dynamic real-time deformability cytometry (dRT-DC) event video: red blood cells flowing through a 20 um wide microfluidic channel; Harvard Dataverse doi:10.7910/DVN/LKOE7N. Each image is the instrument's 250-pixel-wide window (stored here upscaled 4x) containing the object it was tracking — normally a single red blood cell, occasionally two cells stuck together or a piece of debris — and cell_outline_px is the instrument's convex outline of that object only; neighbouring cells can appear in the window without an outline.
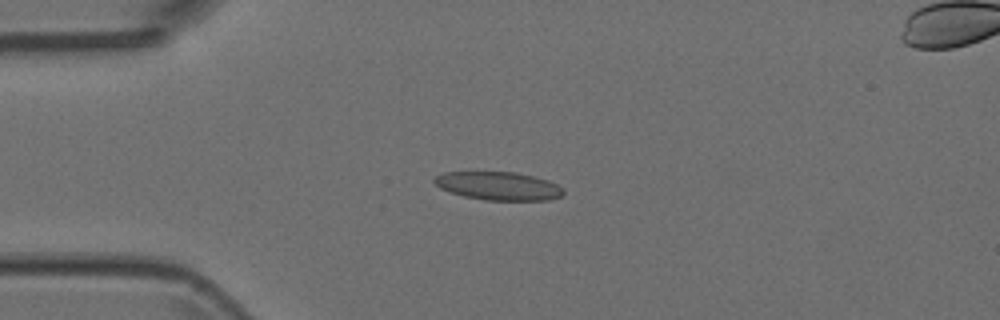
{"species": "Egyptian fruit bat (a non-hibernating species)", "species_latin": "Rousettus aegyptiacus", "temperature_condition": "room temperature", "stored_images_in_passage": 6, "camera_frame_rate_fps": 3000, "um_per_image_px": 0.085, "animal": {"sex": "female"}, "frame": {"image": 1, "passage_image": 3, "time_ms": 0.667, "image_size_px": [1000, 320], "cell_outline_px": [[564, 196], [552, 200], [484, 200], [464, 196], [448, 192], [440, 188], [432, 180], [436, 176], [444, 172], [516, 172], [548, 180], [564, 188]], "centroid_in_image_um": [42.39, 15.81], "position_along_channel_um": 42.6, "area_um2": 21.44}}
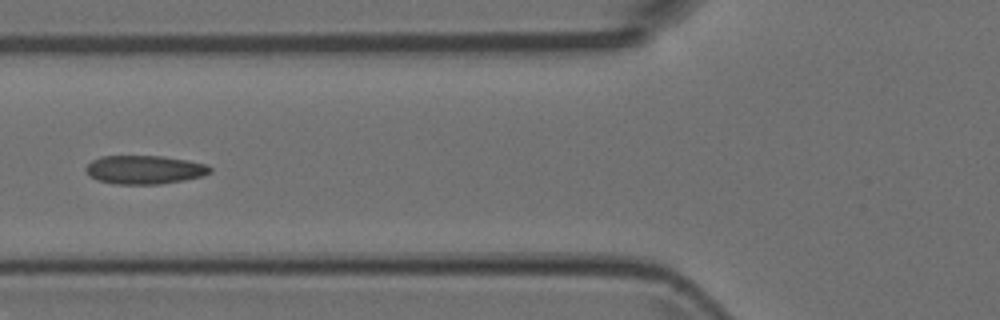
{"frame": {"image": 2, "passage_image": 5, "time_ms": 1.333, "image_size_px": [1000, 320], "cell_outline_px": [[212, 172], [204, 176], [184, 180], [160, 184], [116, 184], [96, 180], [88, 176], [84, 168], [92, 160], [100, 156], [160, 156], [188, 160], [204, 164], [212, 168]], "centroid_in_image_um": [12.26, 14.43], "position_along_channel_um": 113.5, "area_um2": 20.87}}
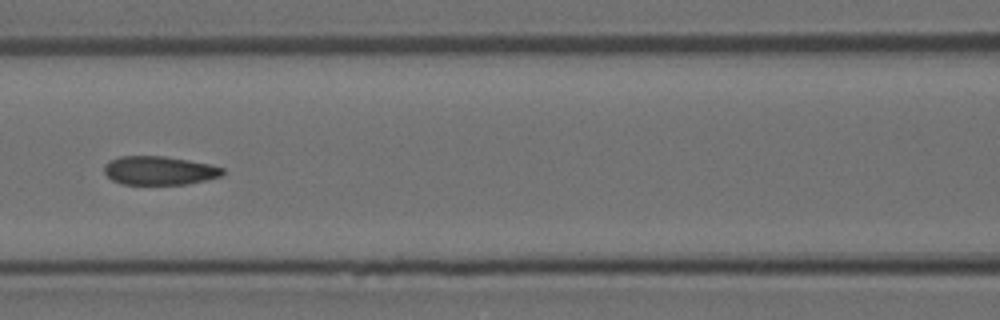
{"frame": {"image": 3, "passage_image": 6, "time_ms": 1.667, "image_size_px": [1000, 320], "cell_outline_px": [[224, 172], [220, 176], [188, 184], [120, 184], [112, 180], [104, 172], [104, 164], [108, 160], [120, 156], [164, 156], [188, 160], [208, 164], [224, 168]], "centroid_in_image_um": [13.49, 14.49], "position_along_channel_um": 153.1, "area_um2": 19.77}}